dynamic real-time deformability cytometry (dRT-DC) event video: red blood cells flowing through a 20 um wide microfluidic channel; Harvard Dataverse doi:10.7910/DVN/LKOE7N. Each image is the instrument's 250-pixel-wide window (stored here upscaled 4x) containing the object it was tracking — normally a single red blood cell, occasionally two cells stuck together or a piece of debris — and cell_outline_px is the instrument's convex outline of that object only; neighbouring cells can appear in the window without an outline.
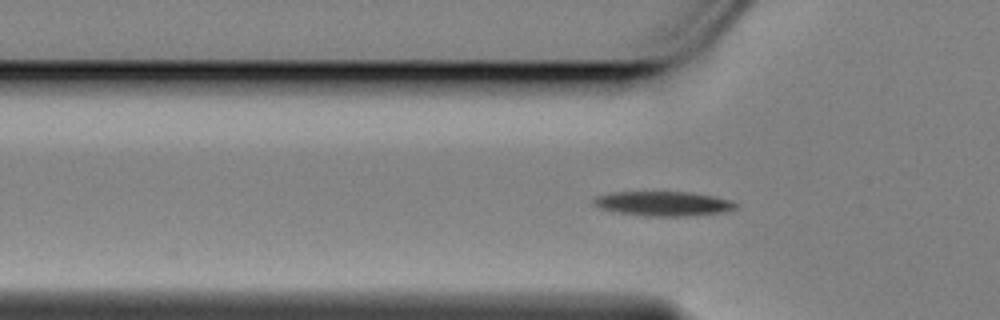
{"species": "Egyptian fruit bat (a non-hibernating species)", "species_latin": "Rousettus aegyptiacus", "temperature_condition": "cold", "stored_images_in_passage": 46, "camera_frame_rate_fps": 3000, "um_per_image_px": 0.085, "animal": {"sex": "female"}, "frame": {"image": 1, "passage_image": 5, "time_ms": 1.333, "image_size_px": [1000, 320], "cell_outline_px": [[740, 204], [736, 208], [724, 212], [692, 216], [644, 216], [616, 212], [600, 208], [592, 204], [592, 200], [596, 196], [612, 192], [688, 192], [712, 196], [732, 200]], "centroid_in_image_um": [56.39, 17.31], "position_along_channel_um": 69.4, "area_um2": 20.52}}
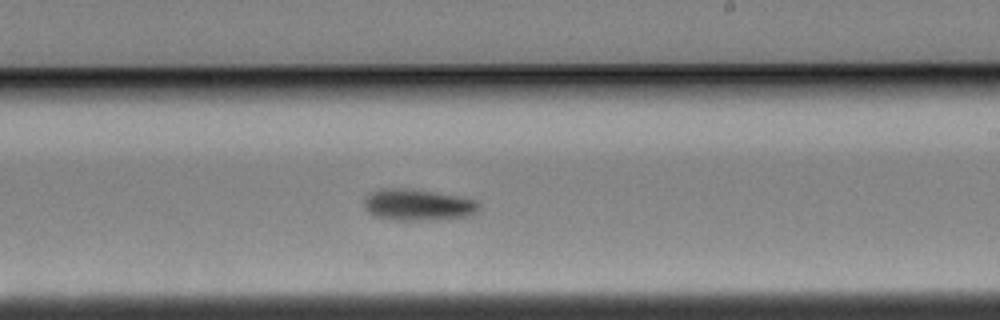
{"frame": {"image": 2, "passage_image": 21, "time_ms": 6.667, "image_size_px": [1000, 320], "cell_outline_px": [[480, 212], [468, 216], [444, 220], [392, 220], [372, 216], [364, 208], [364, 196], [372, 192], [384, 188], [404, 188], [432, 192], [456, 196], [476, 200], [480, 204]], "centroid_in_image_um": [35.52, 17.44], "position_along_channel_um": 253.5, "area_um2": 21.39}}
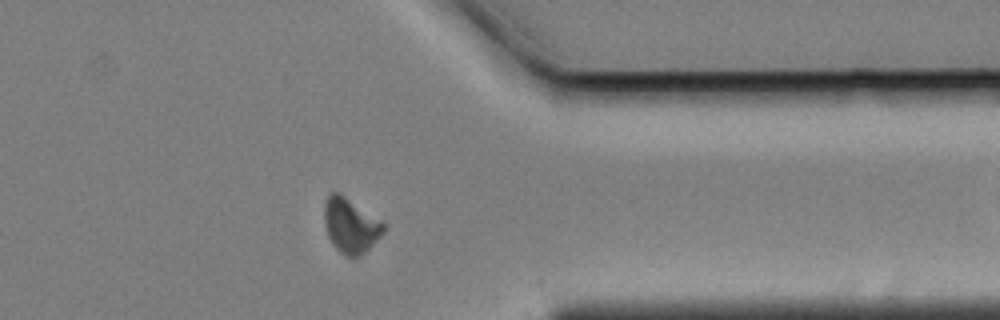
{"frame": {"image": 3, "passage_image": 33, "time_ms": 10.667, "image_size_px": [1000, 320], "cell_outline_px": [[384, 232], [360, 256], [352, 260], [344, 256], [332, 244], [328, 236], [324, 224], [324, 204], [328, 196], [332, 192], [340, 192], [384, 220]], "centroid_in_image_um": [29.81, 19.16], "position_along_channel_um": 381.6, "area_um2": 19.42}, "authors_computed_cell_mechanics": {"area_um2": 19.5364, "velocity_mm_per_s": 3.4404, "shape_relaxation_time_tau1_ms": 2.9799, "shape_relaxation_time_tau2_ms": null, "deformation_change_tau1": 0.1199, "deformation_change_tau2": null}}